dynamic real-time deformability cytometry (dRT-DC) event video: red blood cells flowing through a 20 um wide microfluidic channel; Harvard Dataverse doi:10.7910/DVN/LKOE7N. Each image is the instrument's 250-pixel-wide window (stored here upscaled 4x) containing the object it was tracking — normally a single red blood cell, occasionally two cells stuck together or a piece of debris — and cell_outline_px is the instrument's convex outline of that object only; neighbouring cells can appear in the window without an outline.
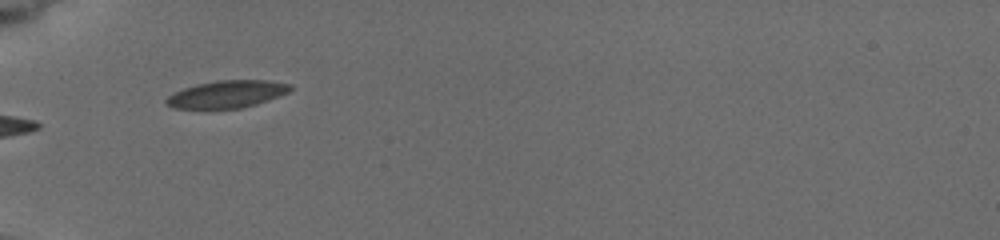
{"species": "common noctule bat (a hibernating species)", "species_latin": "Nyctalus noctula", "temperature_condition": "cold", "stored_images_in_passage": 9, "camera_frame_rate_fps": 3000, "um_per_image_px": 0.085, "animal": {"sex": "female", "body_mass_g": 19.5, "forearm_length_mm": 54.1}, "frame": {"image": 1, "passage_image": 8, "time_ms": 7.667, "image_size_px": [1000, 240], "cell_outline_px": [[292, 88], [288, 92], [268, 100], [256, 104], [240, 108], [172, 108], [164, 104], [164, 100], [168, 96], [184, 88], [196, 84], [216, 80], [268, 80], [292, 84]], "centroid_in_image_um": [19.28, 7.99], "position_along_channel_um": 65.7, "area_um2": 19.71}}
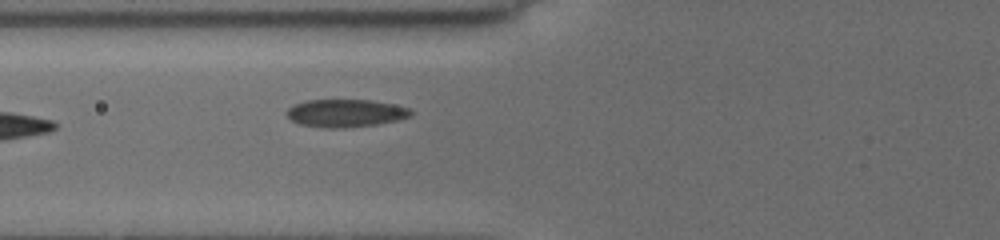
{"frame": {"image": 2, "passage_image": 9, "time_ms": 8.667, "image_size_px": [1000, 240], "cell_outline_px": [[412, 116], [396, 120], [376, 124], [344, 128], [324, 128], [300, 124], [292, 120], [284, 112], [292, 104], [308, 100], [372, 100], [412, 108]], "centroid_in_image_um": [29.36, 9.61], "position_along_channel_um": 96.4, "area_um2": 20.17}}